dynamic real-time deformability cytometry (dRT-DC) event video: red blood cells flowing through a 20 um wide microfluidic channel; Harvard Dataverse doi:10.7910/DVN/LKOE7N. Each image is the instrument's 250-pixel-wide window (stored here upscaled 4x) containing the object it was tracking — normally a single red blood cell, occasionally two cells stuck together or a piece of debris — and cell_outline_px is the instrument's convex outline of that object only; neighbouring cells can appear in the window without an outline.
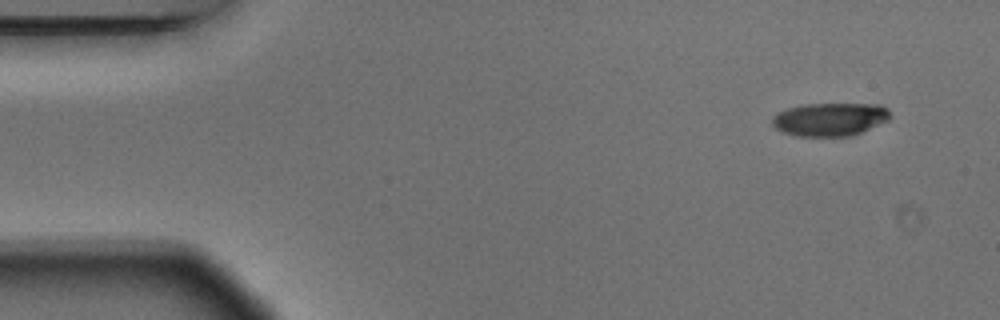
{"species": "Egyptian fruit bat (a non-hibernating species)", "species_latin": "Rousettus aegyptiacus", "temperature_condition": "warm", "stored_images_in_passage": 4, "camera_frame_rate_fps": 3000, "um_per_image_px": 0.085, "animal": {"sex": "male"}, "frame": {"image": 1, "passage_image": 1, "time_ms": 0.0, "image_size_px": [1000, 320], "cell_outline_px": [[892, 116], [888, 120], [852, 136], [796, 136], [780, 132], [772, 124], [772, 116], [788, 108], [804, 104], [880, 104], [888, 108]], "centroid_in_image_um": [70.55, 10.14], "position_along_channel_um": 14.5, "area_um2": 22.95}}
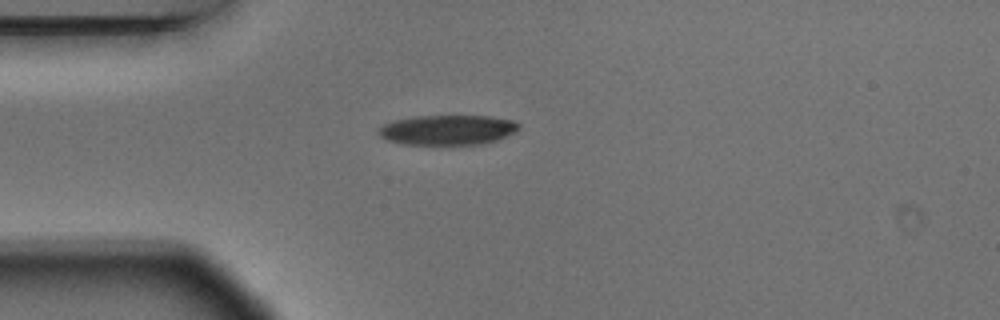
{"frame": {"image": 2, "passage_image": 4, "time_ms": 1.0, "image_size_px": [1000, 320], "cell_outline_px": [[520, 128], [516, 132], [496, 140], [480, 144], [404, 144], [388, 140], [380, 136], [376, 132], [384, 124], [392, 120], [416, 116], [488, 116], [512, 120], [520, 124]], "centroid_in_image_um": [38.05, 11.03], "position_along_channel_um": 47.0, "area_um2": 24.39}}